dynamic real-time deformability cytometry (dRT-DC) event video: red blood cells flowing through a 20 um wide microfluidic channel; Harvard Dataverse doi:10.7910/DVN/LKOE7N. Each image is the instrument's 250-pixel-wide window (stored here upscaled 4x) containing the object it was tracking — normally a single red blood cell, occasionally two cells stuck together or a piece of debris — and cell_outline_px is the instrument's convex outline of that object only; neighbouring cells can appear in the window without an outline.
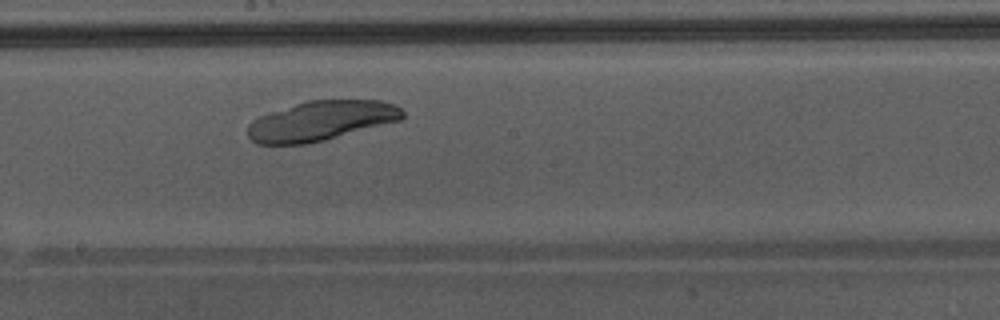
{"species": "Egyptian fruit bat (a non-hibernating species)", "species_latin": "Rousettus aegyptiacus", "temperature_condition": "warm", "stored_images_in_passage": 34, "camera_frame_rate_fps": 3000, "um_per_image_px": 0.085, "animal": {"sex": "male"}, "frame": {"image": 1, "passage_image": 15, "time_ms": 4.667, "image_size_px": [1000, 320], "cell_outline_px": [[404, 116], [400, 120], [324, 140], [304, 144], [256, 144], [248, 136], [248, 124], [252, 120], [260, 116], [308, 100], [380, 100], [392, 104], [400, 108], [404, 112]], "centroid_in_image_um": [27.28, 10.27], "position_along_channel_um": 220.9, "area_um2": 35.37}}